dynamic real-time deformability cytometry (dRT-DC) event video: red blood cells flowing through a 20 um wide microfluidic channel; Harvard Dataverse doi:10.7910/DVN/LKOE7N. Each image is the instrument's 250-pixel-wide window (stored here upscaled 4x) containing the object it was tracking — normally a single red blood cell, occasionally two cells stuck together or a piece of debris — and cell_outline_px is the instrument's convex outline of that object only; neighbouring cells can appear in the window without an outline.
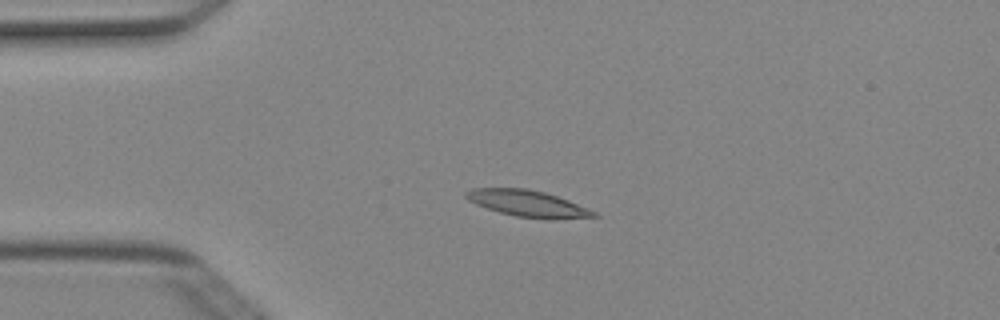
{"species": "Egyptian fruit bat (a non-hibernating species)", "species_latin": "Rousettus aegyptiacus", "temperature_condition": "cold", "stored_images_in_passage": 3, "camera_frame_rate_fps": 3000, "um_per_image_px": 0.085, "animal": {"sex": "female"}, "frame": {"image": 1, "passage_image": 2, "time_ms": 0.333, "image_size_px": [1000, 320], "cell_outline_px": [[600, 216], [552, 220], [516, 216], [500, 212], [476, 204], [468, 200], [464, 196], [464, 192], [472, 188], [528, 188], [544, 192], [568, 200], [588, 208], [596, 212]], "centroid_in_image_um": [44.87, 17.3], "position_along_channel_um": 40.1, "area_um2": 19.71}}